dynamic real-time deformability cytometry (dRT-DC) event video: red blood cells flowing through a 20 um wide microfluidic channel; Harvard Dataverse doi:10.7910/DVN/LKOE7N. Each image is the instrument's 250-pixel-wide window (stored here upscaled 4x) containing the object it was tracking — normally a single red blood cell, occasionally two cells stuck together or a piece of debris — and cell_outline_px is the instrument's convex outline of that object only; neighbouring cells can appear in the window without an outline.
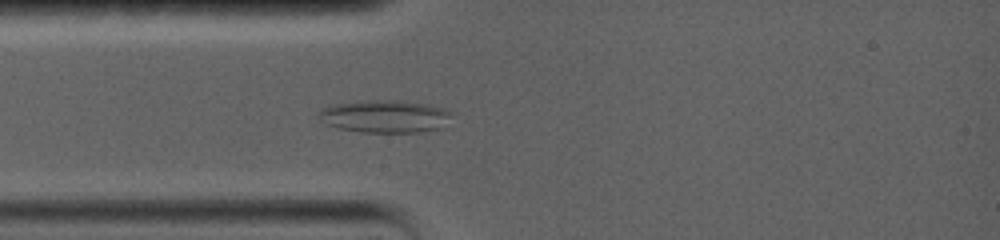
{"species": "common noctule bat (a hibernating species)", "species_latin": "Nyctalus noctula", "temperature_condition": "warm", "stored_images_in_passage": 45, "camera_frame_rate_fps": 5000, "um_per_image_px": 0.085, "animal": {"sex": "female", "body_mass_g": 19.0, "forearm_length_mm": 56.7}, "frame": {"image": 1, "passage_image": 8, "time_ms": 2.0, "image_size_px": [1000, 240], "cell_outline_px": [[448, 116], [440, 128], [420, 132], [360, 132], [336, 128], [324, 124], [320, 120], [316, 112], [320, 108], [328, 104], [356, 100], [400, 100], [428, 104], [444, 108], [448, 112]], "centroid_in_image_um": [32.54, 9.87], "position_along_channel_um": 52.5, "area_um2": 25.61}}
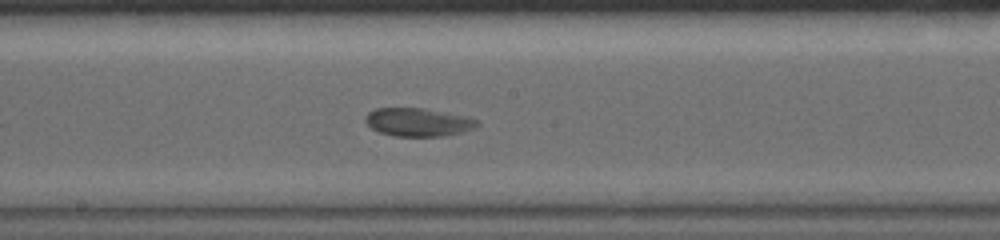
{"frame": {"image": 2, "passage_image": 23, "time_ms": 6.6, "image_size_px": [1000, 240], "cell_outline_px": [[480, 124], [476, 128], [444, 136], [396, 136], [380, 132], [372, 128], [364, 120], [364, 116], [368, 112], [376, 108], [424, 108], [468, 116], [480, 120]], "centroid_in_image_um": [35.58, 10.37], "position_along_channel_um": 212.6, "area_um2": 18.55}}
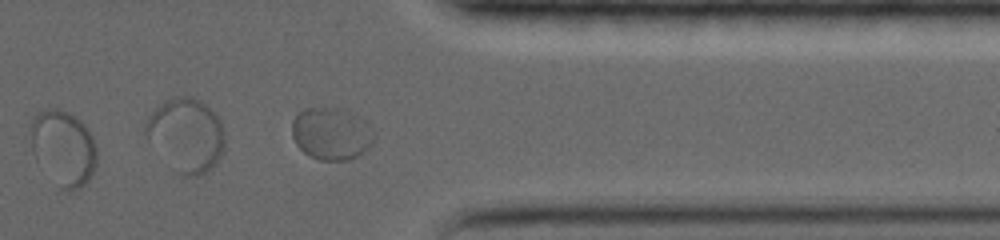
{"frame": {"image": 3, "passage_image": 40, "time_ms": 11.6, "image_size_px": [1000, 240], "cell_outline_px": [[372, 144], [364, 152], [348, 160], [320, 160], [308, 156], [296, 144], [292, 136], [292, 120], [300, 112], [308, 108], [344, 108], [364, 116], [372, 132]], "centroid_in_image_um": [28.18, 11.35], "position_along_channel_um": 383.2, "area_um2": 25.2}}